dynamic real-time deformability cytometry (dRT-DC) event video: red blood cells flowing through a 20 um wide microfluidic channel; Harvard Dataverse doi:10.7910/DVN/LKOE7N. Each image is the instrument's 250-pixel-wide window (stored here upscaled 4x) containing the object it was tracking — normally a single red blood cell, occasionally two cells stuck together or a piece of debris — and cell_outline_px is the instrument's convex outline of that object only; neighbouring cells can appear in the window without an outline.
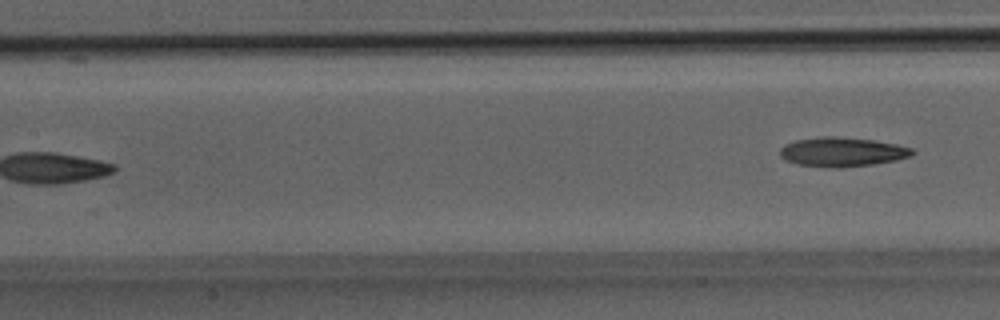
{"species": "Egyptian fruit bat (a non-hibernating species)", "species_latin": "Rousettus aegyptiacus", "temperature_condition": "room temperature", "stored_images_in_passage": 14, "camera_frame_rate_fps": 3000, "um_per_image_px": 0.085, "animal": {"sex": "male"}, "frame": {"image": 1, "passage_image": 14, "time_ms": 4.333, "image_size_px": [1000, 320], "cell_outline_px": [[916, 152], [912, 156], [896, 160], [872, 164], [840, 168], [836, 168], [796, 164], [784, 160], [780, 156], [780, 148], [784, 144], [796, 140], [820, 136], [836, 136], [876, 140], [896, 144], [912, 148]], "centroid_in_image_um": [71.58, 12.91], "position_along_channel_um": 135.8, "area_um2": 22.83}}